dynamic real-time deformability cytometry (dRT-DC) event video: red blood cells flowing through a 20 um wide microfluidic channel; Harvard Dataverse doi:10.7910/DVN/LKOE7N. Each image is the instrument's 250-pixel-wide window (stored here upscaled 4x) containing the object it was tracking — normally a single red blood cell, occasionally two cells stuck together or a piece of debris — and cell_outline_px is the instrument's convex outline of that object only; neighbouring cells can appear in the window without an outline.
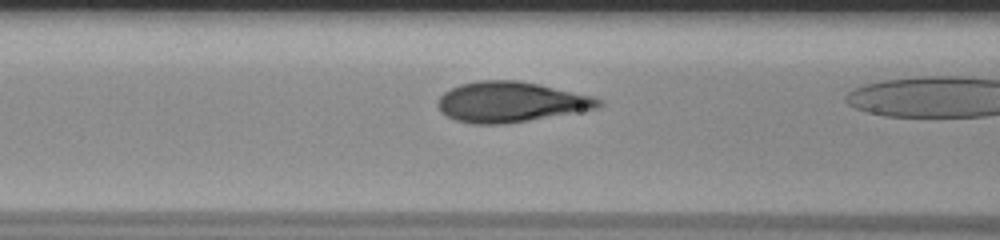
{"species": "human", "species_latin": "Homo sapiens", "temperature_condition": "room temperature", "stored_images_in_passage": 15, "camera_frame_rate_fps": 3000, "um_per_image_px": 0.085, "donor": {"sex": "male"}, "frame": {"image": 1, "passage_image": 11, "time_ms": 3.333, "image_size_px": [1000, 240], "cell_outline_px": [[604, 104], [596, 108], [528, 120], [500, 124], [476, 124], [456, 120], [448, 116], [436, 104], [440, 96], [444, 92], [460, 84], [480, 80], [516, 80], [536, 84], [592, 96], [600, 100]], "centroid_in_image_um": [43.37, 8.66], "position_along_channel_um": 123.2, "area_um2": 36.99}}